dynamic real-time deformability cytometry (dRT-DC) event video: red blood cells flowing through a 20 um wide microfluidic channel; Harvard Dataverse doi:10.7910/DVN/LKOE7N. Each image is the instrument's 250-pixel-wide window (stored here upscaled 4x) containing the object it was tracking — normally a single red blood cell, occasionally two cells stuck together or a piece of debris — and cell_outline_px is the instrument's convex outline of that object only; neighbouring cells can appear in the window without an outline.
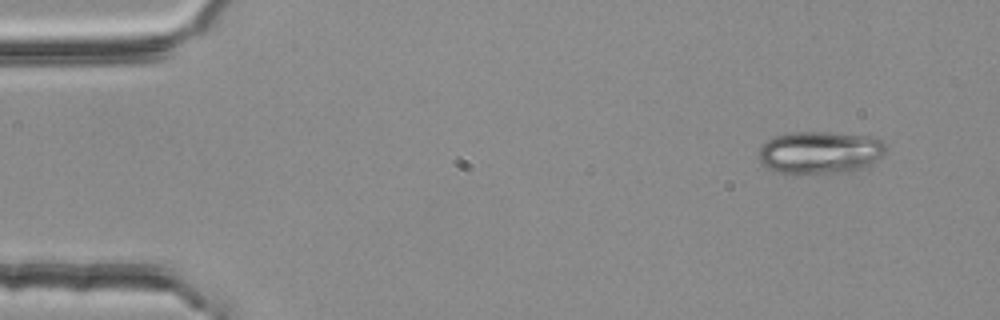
{"species": "common noctule bat (a hibernating species)", "species_latin": "Nyctalus noctula", "temperature_condition": "room temperature", "stored_images_in_passage": 51, "camera_frame_rate_fps": 3000, "um_per_image_px": 0.085, "animal": {"sex": "female", "body_mass_g": 25.1}, "frame": {"image": 1, "passage_image": 1, "time_ms": 0.0, "image_size_px": [1000, 320], "cell_outline_px": [[884, 156], [872, 164], [864, 168], [848, 172], [780, 172], [768, 168], [756, 156], [760, 148], [768, 140], [776, 136], [792, 132], [824, 132], [868, 136], [880, 140], [884, 144]], "centroid_in_image_um": [69.72, 12.95], "position_along_channel_um": 15.3, "area_um2": 31.04}}
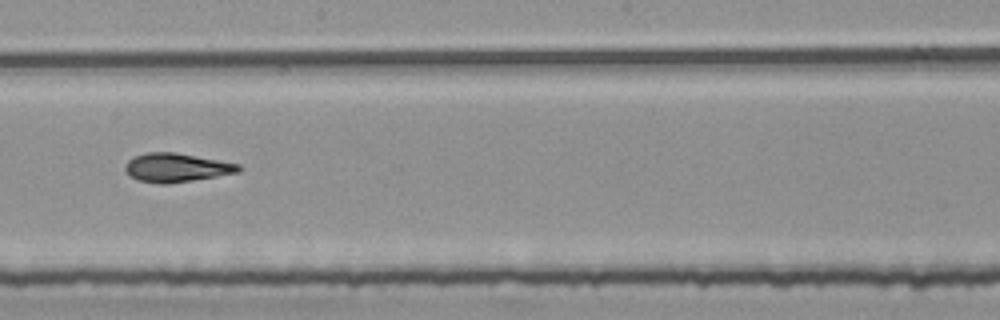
{"frame": {"image": 2, "passage_image": 27, "time_ms": 8.667, "image_size_px": [1000, 320], "cell_outline_px": [[240, 172], [192, 180], [160, 184], [136, 180], [124, 168], [128, 160], [132, 156], [148, 152], [176, 152], [240, 164]], "centroid_in_image_um": [14.98, 14.23], "position_along_channel_um": 233.2, "area_um2": 18.84}}
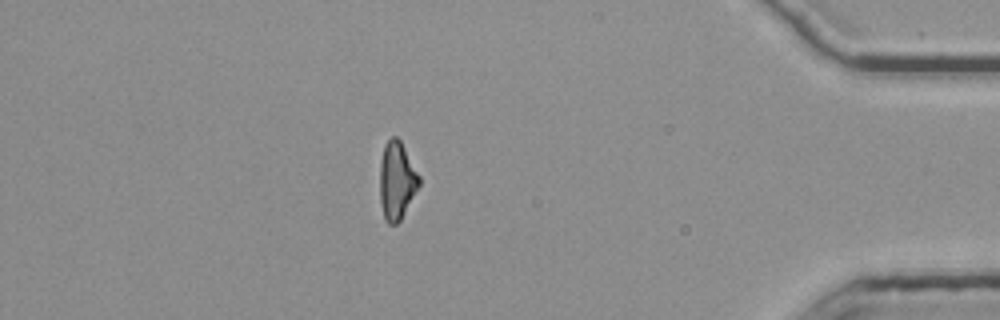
{"frame": {"image": 3, "passage_image": 44, "time_ms": 14.333, "image_size_px": [1000, 320], "cell_outline_px": [[420, 184], [400, 220], [396, 224], [388, 224], [384, 220], [380, 200], [380, 160], [384, 144], [392, 136], [396, 136], [400, 140], [420, 176]], "centroid_in_image_um": [33.71, 15.34], "position_along_channel_um": 401.5, "area_um2": 17.8}, "authors_computed_cell_mechanics": {"area_um2": 18.7272, "velocity_mm_per_s": 3.7672, "shape_relaxation_time_tau1_ms": null, "shape_relaxation_time_tau2_ms": 4.3209, "deformation_change_tau1": null, "deformation_change_tau2": 0.1223}}